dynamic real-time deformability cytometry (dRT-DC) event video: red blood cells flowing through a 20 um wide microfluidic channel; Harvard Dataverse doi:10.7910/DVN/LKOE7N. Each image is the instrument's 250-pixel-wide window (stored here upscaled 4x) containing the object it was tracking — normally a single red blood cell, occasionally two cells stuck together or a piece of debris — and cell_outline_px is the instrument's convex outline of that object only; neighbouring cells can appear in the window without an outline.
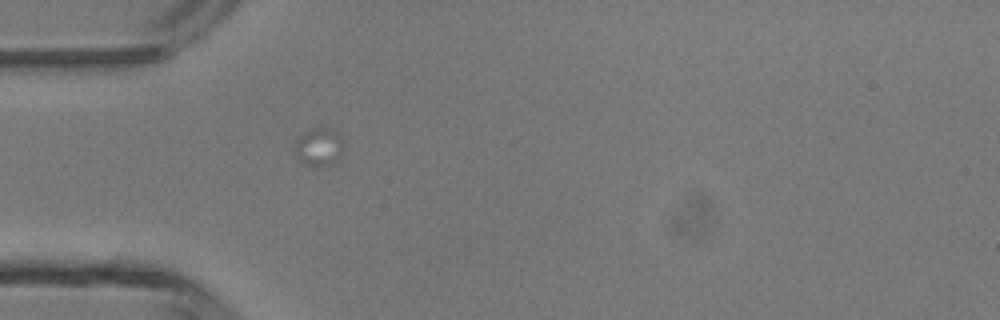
{"species": "common noctule bat (a hibernating species)", "species_latin": "Nyctalus noctula", "temperature_condition": "room temperature", "stored_images_in_passage": 1, "camera_frame_rate_fps": 3000, "um_per_image_px": 0.085, "animal": {"sex": "male", "body_mass_g": 13.3}, "frame": {"image": 1, "passage_image": 1, "time_ms": 0.0, "image_size_px": [1000, 320], "cell_outline_px": [[344, 144], [340, 160], [332, 164], [316, 168], [304, 164], [296, 156], [296, 136], [308, 128], [332, 128], [340, 132], [344, 140]], "centroid_in_image_um": [27.15, 12.48], "position_along_channel_um": 57.8, "area_um2": 11.5}}